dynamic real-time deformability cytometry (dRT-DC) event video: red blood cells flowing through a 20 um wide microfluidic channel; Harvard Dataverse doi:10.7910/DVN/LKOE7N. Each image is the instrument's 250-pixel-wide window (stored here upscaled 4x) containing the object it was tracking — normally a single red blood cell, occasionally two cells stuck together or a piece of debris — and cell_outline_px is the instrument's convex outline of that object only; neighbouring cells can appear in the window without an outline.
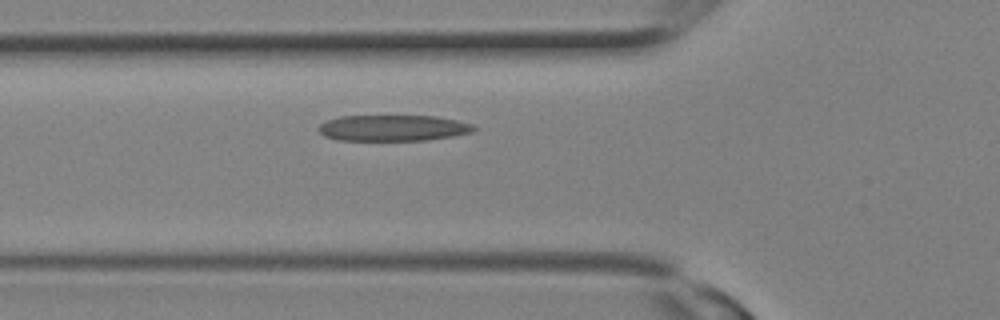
{"species": "Egyptian fruit bat (a non-hibernating species)", "species_latin": "Rousettus aegyptiacus", "temperature_condition": "room temperature", "stored_images_in_passage": 3, "camera_frame_rate_fps": 3000, "um_per_image_px": 0.085, "animal": {"sex": "female"}, "frame": {"image": 1, "passage_image": 3, "time_ms": 0.667, "image_size_px": [1000, 320], "cell_outline_px": [[476, 128], [472, 132], [452, 136], [428, 140], [336, 140], [324, 136], [316, 128], [320, 124], [328, 120], [340, 116], [436, 116], [456, 120], [472, 124]], "centroid_in_image_um": [33.38, 10.88], "position_along_channel_um": 92.4, "area_um2": 23.52}}